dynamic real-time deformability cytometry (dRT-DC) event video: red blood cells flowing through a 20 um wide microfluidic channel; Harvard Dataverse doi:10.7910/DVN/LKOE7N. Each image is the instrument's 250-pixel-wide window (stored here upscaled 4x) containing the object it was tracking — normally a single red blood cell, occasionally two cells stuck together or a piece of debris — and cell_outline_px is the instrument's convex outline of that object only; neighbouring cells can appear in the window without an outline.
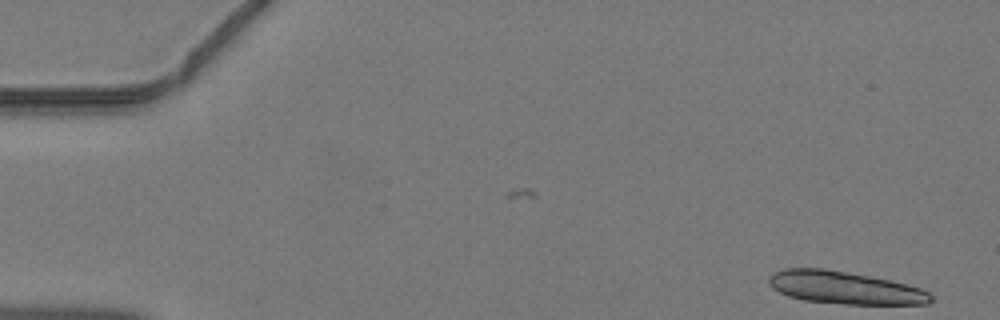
{"species": "common noctule bat (a hibernating species)", "species_latin": "Nyctalus noctula", "temperature_condition": "warm", "stored_images_in_passage": 2, "camera_frame_rate_fps": 3000, "um_per_image_px": 0.085, "animal": {"sex": "male", "body_mass_g": 19.2, "forearm_length_mm": 51.8}, "frame": {"image": 1, "passage_image": 2, "time_ms": 0.333, "image_size_px": [1000, 320], "cell_outline_px": [[932, 300], [928, 304], [844, 304], [804, 300], [788, 296], [772, 288], [768, 284], [768, 276], [772, 272], [784, 268], [824, 268], [868, 276], [888, 280], [920, 288], [928, 292], [932, 296]], "centroid_in_image_um": [71.73, 24.45], "position_along_channel_um": 13.3, "area_um2": 30.63}}